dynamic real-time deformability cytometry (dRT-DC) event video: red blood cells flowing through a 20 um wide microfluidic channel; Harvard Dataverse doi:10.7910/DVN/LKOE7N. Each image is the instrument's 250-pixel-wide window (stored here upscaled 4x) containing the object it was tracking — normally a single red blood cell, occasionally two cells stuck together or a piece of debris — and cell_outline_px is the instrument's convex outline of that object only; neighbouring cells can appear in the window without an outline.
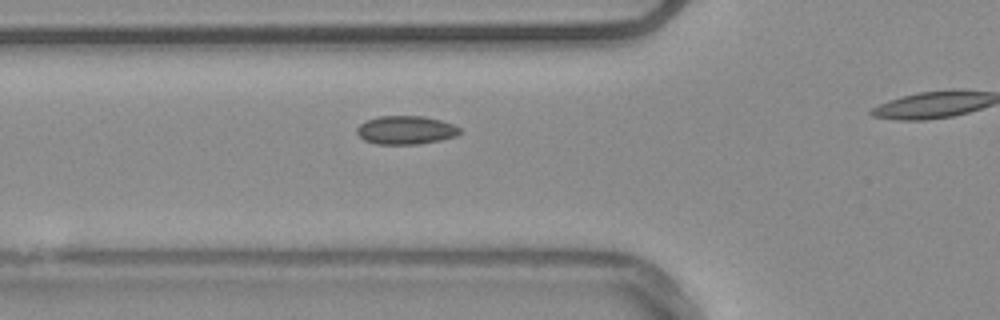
{"species": "common noctule bat (a hibernating species)", "species_latin": "Nyctalus noctula", "temperature_condition": "warm", "stored_images_in_passage": 36, "camera_frame_rate_fps": 3000, "um_per_image_px": 0.085, "animal": {"sex": "male", "body_mass_g": 20.4}, "frame": {"image": 1, "passage_image": 11, "time_ms": 3.333, "image_size_px": [1000, 320], "cell_outline_px": [[464, 132], [456, 136], [440, 140], [420, 144], [376, 144], [364, 140], [356, 132], [356, 128], [364, 120], [376, 116], [424, 116], [440, 120], [452, 124], [460, 128]], "centroid_in_image_um": [34.49, 11.05], "position_along_channel_um": 91.3, "area_um2": 17.28}}